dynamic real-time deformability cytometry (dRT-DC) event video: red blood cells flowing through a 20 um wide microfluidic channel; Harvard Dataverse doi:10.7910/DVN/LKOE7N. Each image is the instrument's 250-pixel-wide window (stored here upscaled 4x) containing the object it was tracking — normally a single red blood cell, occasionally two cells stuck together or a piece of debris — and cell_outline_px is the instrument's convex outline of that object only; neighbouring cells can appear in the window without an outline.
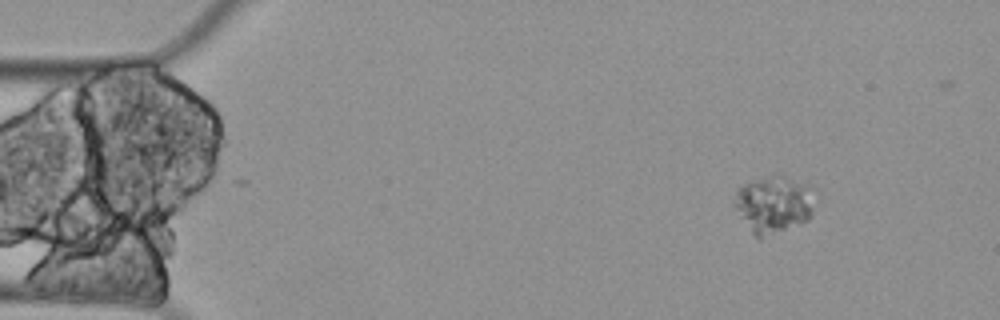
{"species": "Egyptian fruit bat (a non-hibernating species)", "species_latin": "Rousettus aegyptiacus", "temperature_condition": "cold", "stored_images_in_passage": 2, "camera_frame_rate_fps": 3000, "um_per_image_px": 0.085, "animal": {"sex": "female"}, "frame": {"image": 1, "passage_image": 2, "time_ms": 0.333, "image_size_px": [1000, 320], "cell_outline_px": [[812, 212], [808, 220], [800, 224], [760, 240], [752, 232], [736, 208], [736, 192], [744, 184], [780, 172], [808, 184], [812, 208]], "centroid_in_image_um": [65.78, 17.36], "position_along_channel_um": 19.2, "area_um2": 26.36}}